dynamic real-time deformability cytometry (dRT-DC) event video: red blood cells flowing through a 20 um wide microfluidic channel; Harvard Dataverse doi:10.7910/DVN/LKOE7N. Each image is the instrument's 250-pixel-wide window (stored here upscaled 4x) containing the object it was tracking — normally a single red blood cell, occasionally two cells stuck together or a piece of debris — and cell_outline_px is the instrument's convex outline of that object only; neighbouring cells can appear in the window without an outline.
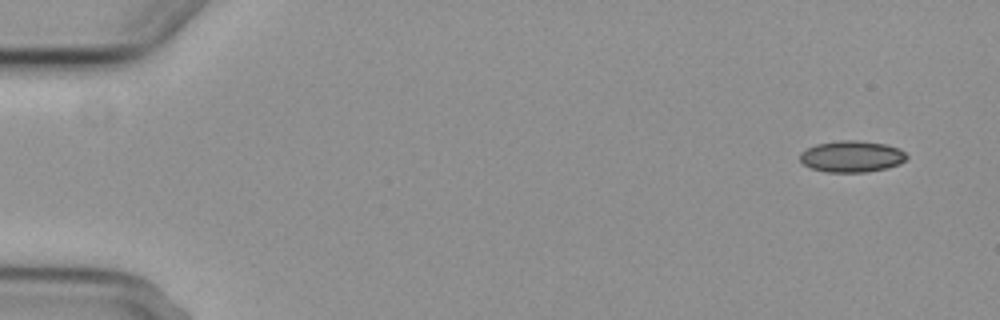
{"species": "common noctule bat (a hibernating species)", "species_latin": "Nyctalus noctula", "temperature_condition": "cold", "stored_images_in_passage": 5, "segment_of_instrument_passage": [1, 2], "camera_frame_rate_fps": 3000, "um_per_image_px": 0.085, "animal": {"sex": "female", "body_mass_g": 29.2, "forearm_length_mm": 56.3}, "frame": {"image": 1, "passage_image": 1, "time_ms": 0.0, "image_size_px": [1000, 320], "cell_outline_px": [[908, 156], [900, 164], [888, 168], [868, 172], [824, 172], [812, 168], [804, 164], [800, 160], [800, 152], [816, 144], [840, 140], [856, 140], [884, 144], [900, 148]], "centroid_in_image_um": [72.41, 13.3], "position_along_channel_um": 12.6, "area_um2": 19.59}}
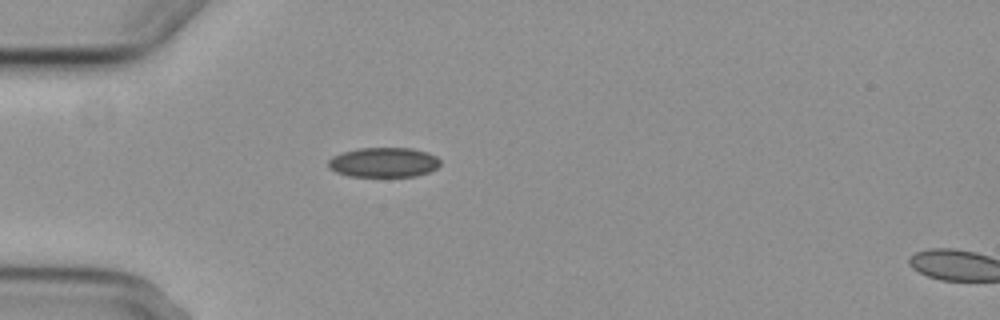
{"frame": {"image": 2, "passage_image": 4, "time_ms": 4.333, "image_size_px": [1000, 320], "cell_outline_px": [[440, 164], [436, 168], [428, 172], [416, 176], [348, 176], [336, 172], [328, 168], [328, 160], [332, 156], [356, 148], [412, 148], [428, 152], [436, 156], [440, 160]], "centroid_in_image_um": [32.6, 13.79], "position_along_channel_um": 52.4, "area_um2": 19.48}}